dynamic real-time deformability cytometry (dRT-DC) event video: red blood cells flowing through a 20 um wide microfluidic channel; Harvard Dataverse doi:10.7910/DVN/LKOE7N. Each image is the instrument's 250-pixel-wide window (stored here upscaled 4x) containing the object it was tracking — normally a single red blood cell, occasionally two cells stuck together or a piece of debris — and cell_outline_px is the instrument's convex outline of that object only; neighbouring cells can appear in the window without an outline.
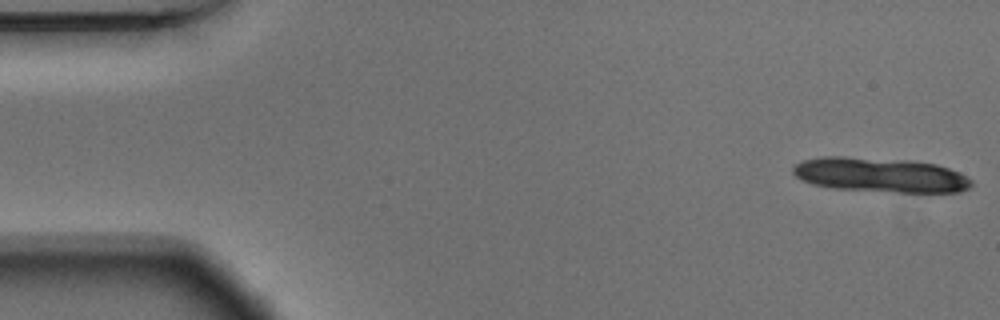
{"species": "Egyptian fruit bat (a non-hibernating species)", "species_latin": "Rousettus aegyptiacus", "temperature_condition": "warm", "stored_images_in_passage": 12, "camera_frame_rate_fps": 3000, "um_per_image_px": 0.085, "animal": {"sex": "male"}, "frame": {"image": 1, "passage_image": 1, "time_ms": 0.0, "image_size_px": [1000, 320], "cell_outline_px": [[972, 188], [960, 192], [896, 192], [836, 188], [812, 184], [796, 176], [792, 172], [792, 168], [796, 164], [804, 160], [824, 156], [844, 156], [908, 160], [936, 164], [948, 168], [972, 180]], "centroid_in_image_um": [74.84, 14.87], "position_along_channel_um": 10.2, "area_um2": 35.78}}